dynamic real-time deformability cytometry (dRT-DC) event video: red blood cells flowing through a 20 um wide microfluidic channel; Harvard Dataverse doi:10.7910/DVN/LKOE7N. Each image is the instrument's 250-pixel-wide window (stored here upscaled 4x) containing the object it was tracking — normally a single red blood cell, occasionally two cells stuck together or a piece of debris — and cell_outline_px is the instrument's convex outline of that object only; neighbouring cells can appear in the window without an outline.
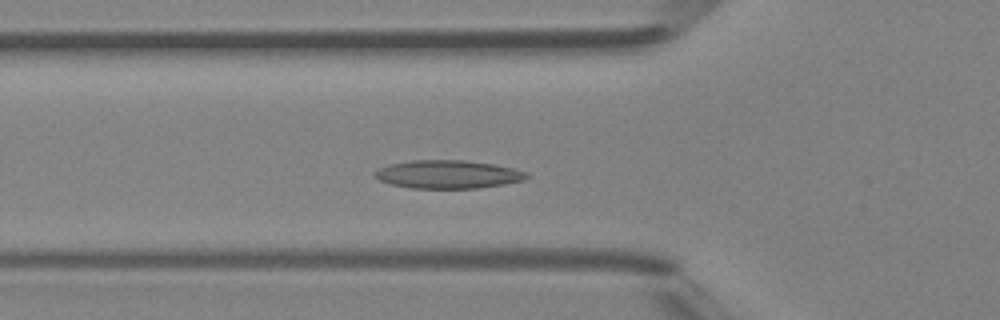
{"species": "Egyptian fruit bat (a non-hibernating species)", "species_latin": "Rousettus aegyptiacus", "temperature_condition": "room temperature", "stored_images_in_passage": 45, "camera_frame_rate_fps": 3000, "um_per_image_px": 0.085, "animal": {"sex": "female"}, "frame": {"image": 1, "passage_image": 14, "time_ms": 4.333, "image_size_px": [1000, 320], "cell_outline_px": [[528, 176], [524, 180], [504, 184], [476, 188], [412, 188], [392, 184], [380, 180], [372, 176], [372, 172], [388, 164], [412, 160], [464, 160], [492, 164], [512, 168], [528, 172]], "centroid_in_image_um": [38.04, 14.81], "position_along_channel_um": 87.8, "area_um2": 24.91}}
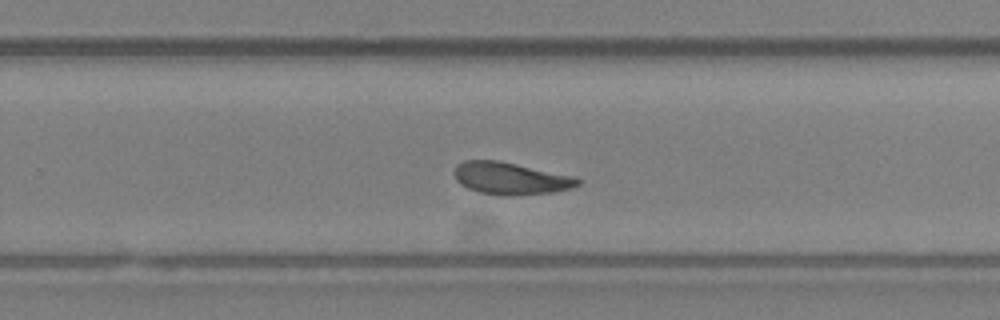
{"frame": {"image": 2, "passage_image": 28, "time_ms": 9.0, "image_size_px": [1000, 320], "cell_outline_px": [[580, 184], [572, 188], [552, 192], [508, 196], [504, 196], [480, 192], [468, 188], [460, 184], [456, 180], [452, 172], [456, 164], [464, 160], [500, 160], [576, 176], [580, 180]], "centroid_in_image_um": [43.39, 15.15], "position_along_channel_um": 286.4, "area_um2": 23.52}}
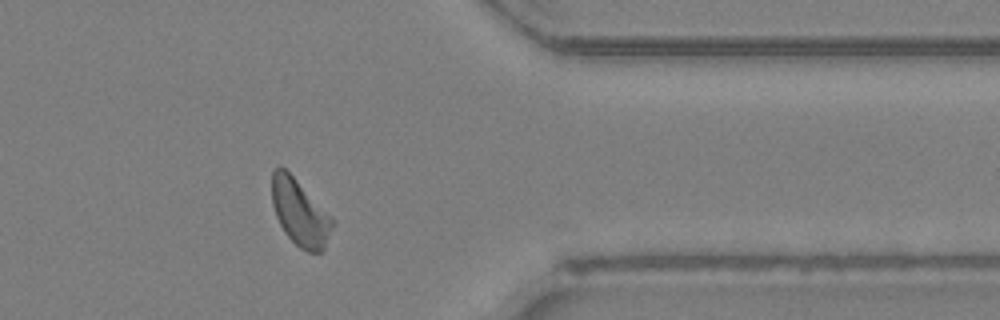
{"frame": {"image": 3, "passage_image": 36, "time_ms": 11.667, "image_size_px": [1000, 320], "cell_outline_px": [[336, 220], [324, 248], [320, 252], [308, 252], [300, 248], [284, 232], [276, 216], [272, 204], [272, 172], [280, 164]], "centroid_in_image_um": [25.5, 18.08], "position_along_channel_um": 385.9, "area_um2": 23.18}, "authors_computed_cell_mechanics": {"area_um2": 23.3512, "velocity_mm_per_s": 4.2662, "shape_relaxation_time_tau1_ms": 5.3638, "shape_relaxation_time_tau2_ms": 2.8248, "deformation_change_tau1": 0.1409, "deformation_change_tau2": 0.0667}}